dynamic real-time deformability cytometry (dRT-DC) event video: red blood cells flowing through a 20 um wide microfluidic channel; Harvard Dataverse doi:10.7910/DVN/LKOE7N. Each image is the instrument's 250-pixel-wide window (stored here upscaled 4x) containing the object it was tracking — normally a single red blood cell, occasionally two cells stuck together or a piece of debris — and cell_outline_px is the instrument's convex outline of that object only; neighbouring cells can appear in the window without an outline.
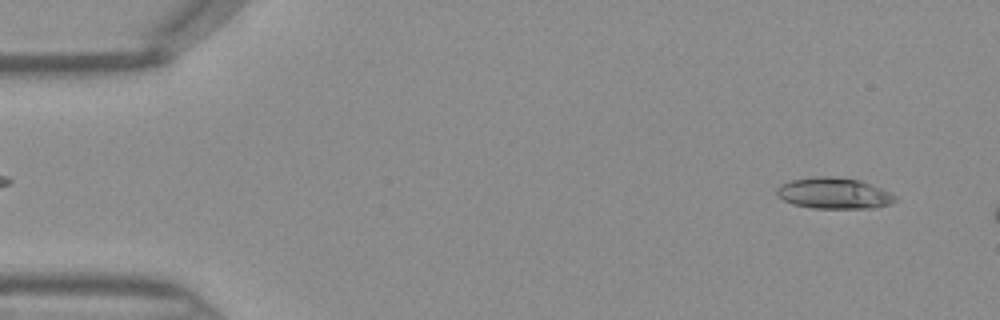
{"species": "Egyptian fruit bat (a non-hibernating species)", "species_latin": "Rousettus aegyptiacus", "temperature_condition": "warm", "stored_images_in_passage": 9, "camera_frame_rate_fps": 3000, "um_per_image_px": 0.085, "frame": {"image": 1, "passage_image": 1, "time_ms": 0.0, "image_size_px": [1000, 320], "cell_outline_px": [[896, 200], [888, 204], [872, 208], [812, 208], [792, 204], [776, 196], [776, 188], [780, 184], [792, 180], [816, 176], [832, 176], [860, 180], [880, 188], [896, 196]], "centroid_in_image_um": [70.82, 16.42], "position_along_channel_um": 14.2, "area_um2": 21.39}}